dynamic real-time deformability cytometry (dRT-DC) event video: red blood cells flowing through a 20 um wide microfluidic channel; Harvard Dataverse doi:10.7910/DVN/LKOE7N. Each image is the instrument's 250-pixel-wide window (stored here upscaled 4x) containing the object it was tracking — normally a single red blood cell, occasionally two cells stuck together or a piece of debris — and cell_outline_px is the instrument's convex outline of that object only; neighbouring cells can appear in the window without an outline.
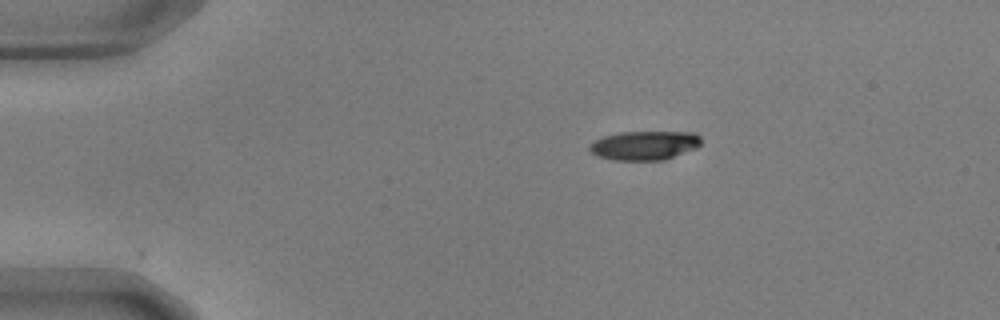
{"species": "common noctule bat (a hibernating species)", "species_latin": "Nyctalus noctula", "temperature_condition": "warm", "stored_images_in_passage": 46, "camera_frame_rate_fps": 3000, "um_per_image_px": 0.085, "animal": {"sex": "male", "body_mass_g": 17.9, "forearm_length_mm": 54.2}, "frame": {"image": 1, "passage_image": 1, "time_ms": 0.0, "image_size_px": [1000, 320], "cell_outline_px": [[700, 144], [696, 148], [664, 160], [612, 160], [596, 156], [588, 148], [596, 140], [604, 136], [620, 132], [696, 132], [700, 136]], "centroid_in_image_um": [54.79, 12.36], "position_along_channel_um": 30.2, "area_um2": 18.84}}
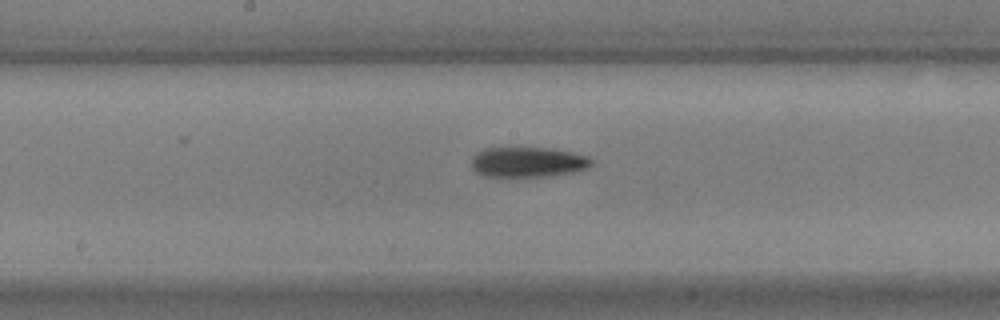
{"frame": {"image": 2, "passage_image": 20, "time_ms": 6.333, "image_size_px": [1000, 320], "cell_outline_px": [[592, 164], [588, 168], [572, 172], [548, 176], [484, 176], [476, 172], [472, 168], [472, 156], [476, 152], [484, 148], [552, 148], [572, 152], [588, 156], [592, 160]], "centroid_in_image_um": [44.86, 13.77], "position_along_channel_um": 203.3, "area_um2": 21.1}}
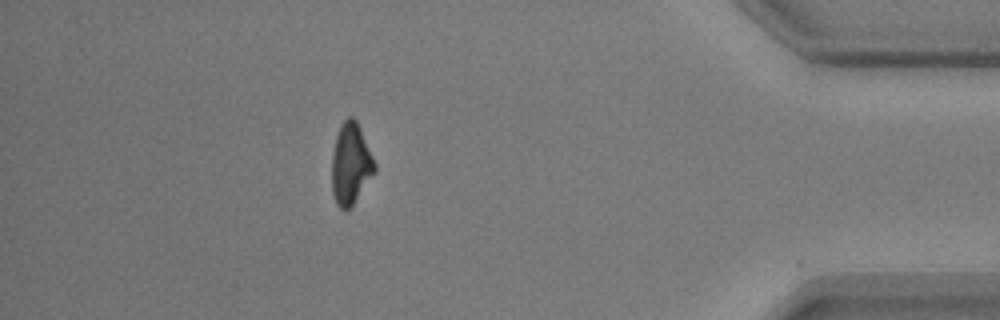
{"frame": {"image": 3, "passage_image": 40, "time_ms": 13.0, "image_size_px": [1000, 320], "cell_outline_px": [[376, 172], [348, 212], [344, 212], [336, 204], [332, 192], [332, 152], [336, 136], [340, 124], [348, 116], [352, 116], [356, 120], [360, 128], [376, 164]], "centroid_in_image_um": [29.81, 13.97], "position_along_channel_um": 405.4, "area_um2": 20.63}, "authors_computed_cell_mechanics": {"area_um2": 20.9814, "velocity_mm_per_s": 3.6618, "shape_relaxation_time_tau1_ms": 4.8193, "shape_relaxation_time_tau2_ms": null, "deformation_change_tau1": 0.1827, "deformation_change_tau2": null}}